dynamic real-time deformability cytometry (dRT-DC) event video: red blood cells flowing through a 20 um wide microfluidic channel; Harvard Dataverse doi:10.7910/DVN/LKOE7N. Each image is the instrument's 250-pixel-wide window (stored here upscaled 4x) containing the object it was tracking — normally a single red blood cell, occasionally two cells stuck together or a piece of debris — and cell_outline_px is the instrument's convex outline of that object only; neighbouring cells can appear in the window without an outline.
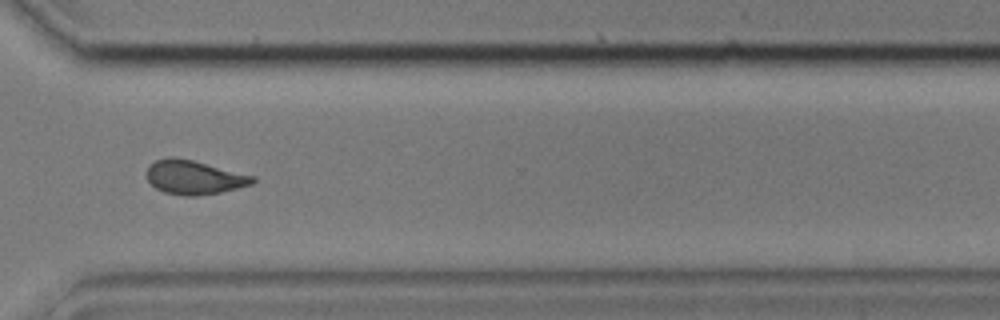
{"species": "common noctule bat (a hibernating species)", "species_latin": "Nyctalus noctula", "temperature_condition": "cold", "stored_images_in_passage": 55, "camera_frame_rate_fps": 3000, "um_per_image_px": 0.085, "animal": {"sex": "male", "body_mass_g": 17.9, "forearm_length_mm": 54.2}, "frame": {"image": 1, "passage_image": 40, "time_ms": 13.0, "image_size_px": [1000, 320], "cell_outline_px": [[256, 180], [252, 184], [220, 192], [196, 196], [184, 196], [164, 192], [156, 188], [148, 180], [148, 164], [156, 160], [168, 156], [172, 156], [192, 160], [256, 176]], "centroid_in_image_um": [16.5, 15.06], "position_along_channel_um": 354.1, "area_um2": 20.92}, "authors_computed_cell_mechanics": {"area_um2": 21.097, "velocity_mm_per_s": 3.6202, "shape_relaxation_time_tau1_ms": 3.2357, "shape_relaxation_time_tau2_ms": 2.8296, "deformation_change_tau1": 0.1034, "deformation_change_tau2": 0.0688}}